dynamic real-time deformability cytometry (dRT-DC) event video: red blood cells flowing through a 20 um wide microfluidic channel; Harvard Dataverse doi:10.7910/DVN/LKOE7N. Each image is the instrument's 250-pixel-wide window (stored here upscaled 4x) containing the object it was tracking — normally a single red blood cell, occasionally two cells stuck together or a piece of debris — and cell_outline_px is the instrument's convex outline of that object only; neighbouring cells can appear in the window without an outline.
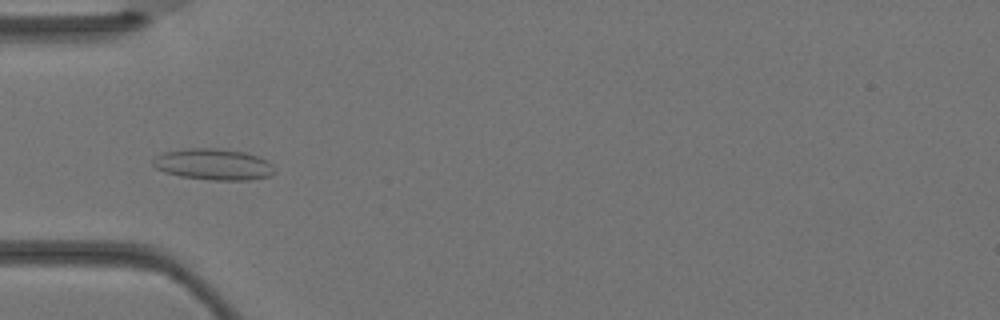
{"species": "Egyptian fruit bat (a non-hibernating species)", "species_latin": "Rousettus aegyptiacus", "temperature_condition": "warm", "stored_images_in_passage": 5, "camera_frame_rate_fps": 3000, "um_per_image_px": 0.085, "animal": {"sex": "female"}, "frame": {"image": 1, "passage_image": 4, "time_ms": 1.0, "image_size_px": [1000, 320], "cell_outline_px": [[276, 172], [268, 176], [248, 180], [212, 180], [180, 176], [164, 172], [156, 168], [152, 164], [152, 160], [160, 152], [184, 148], [212, 148], [248, 152], [268, 160], [276, 168]], "centroid_in_image_um": [18.14, 13.96], "position_along_channel_um": 66.9, "area_um2": 22.48}}
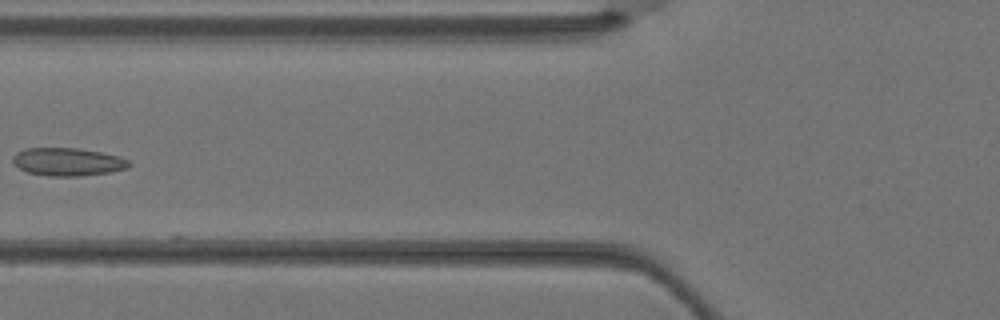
{"frame": {"image": 2, "passage_image": 5, "time_ms": 1.333, "image_size_px": [1000, 320], "cell_outline_px": [[132, 164], [128, 168], [108, 172], [80, 176], [48, 176], [28, 172], [12, 164], [12, 156], [16, 152], [24, 148], [76, 148], [100, 152], [120, 156], [128, 160]], "centroid_in_image_um": [5.73, 13.75], "position_along_channel_um": 120.1, "area_um2": 19.02}}